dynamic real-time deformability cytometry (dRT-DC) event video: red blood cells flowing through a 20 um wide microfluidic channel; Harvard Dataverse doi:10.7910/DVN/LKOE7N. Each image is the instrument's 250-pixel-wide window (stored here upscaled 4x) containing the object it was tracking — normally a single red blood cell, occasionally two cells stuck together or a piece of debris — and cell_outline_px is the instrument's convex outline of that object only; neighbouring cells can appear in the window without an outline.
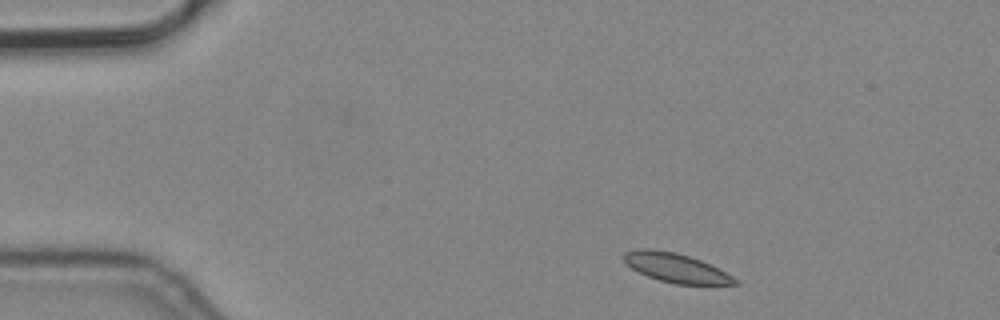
{"species": "common noctule bat (a hibernating species)", "species_latin": "Nyctalus noctula", "temperature_condition": "cold", "stored_images_in_passage": 4, "camera_frame_rate_fps": 3000, "um_per_image_px": 0.085, "animal": {"sex": "male", "body_mass_g": 19.2, "forearm_length_mm": 51.8}, "frame": {"image": 1, "passage_image": 1, "time_ms": 0.0, "image_size_px": [1000, 320], "cell_outline_px": [[740, 284], [676, 284], [660, 280], [648, 276], [632, 268], [624, 260], [624, 252], [636, 248], [652, 248], [676, 252], [700, 260], [732, 276]], "centroid_in_image_um": [57.4, 22.74], "position_along_channel_um": 27.6, "area_um2": 18.5}}
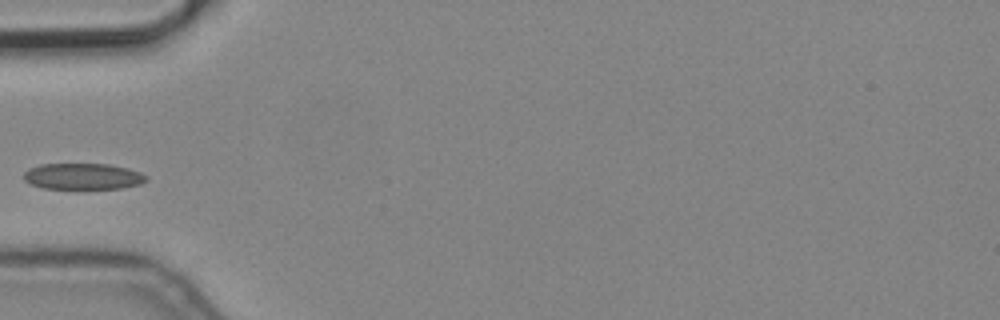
{"frame": {"image": 2, "passage_image": 4, "time_ms": 1.0, "image_size_px": [1000, 320], "cell_outline_px": [[148, 180], [140, 184], [120, 188], [44, 188], [32, 184], [24, 180], [24, 172], [28, 168], [40, 164], [108, 164], [128, 168], [140, 172], [148, 176]], "centroid_in_image_um": [7.06, 14.98], "position_along_channel_um": 77.9, "area_um2": 18.61}}